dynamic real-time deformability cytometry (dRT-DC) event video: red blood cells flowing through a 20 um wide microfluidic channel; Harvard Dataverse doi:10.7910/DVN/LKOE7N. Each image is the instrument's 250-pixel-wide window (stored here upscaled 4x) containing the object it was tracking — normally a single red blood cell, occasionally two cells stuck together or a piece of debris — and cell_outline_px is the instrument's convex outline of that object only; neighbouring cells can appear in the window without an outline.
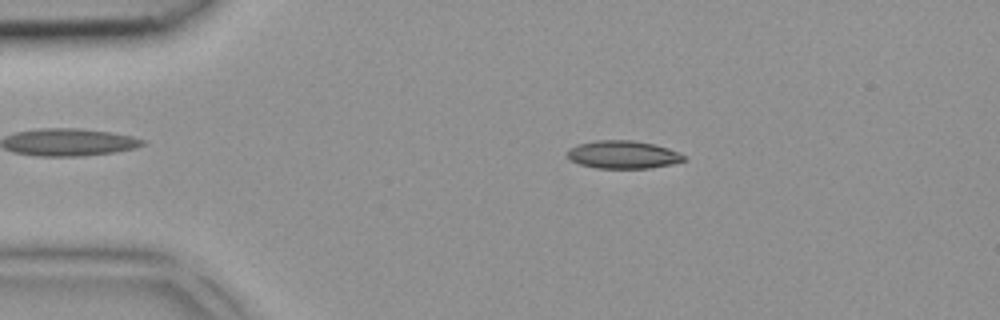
{"species": "common noctule bat (a hibernating species)", "species_latin": "Nyctalus noctula", "temperature_condition": "room temperature", "stored_images_in_passage": 3, "camera_frame_rate_fps": 3000, "um_per_image_px": 0.085, "animal": {"sex": "female", "body_mass_g": 18.4}, "frame": {"image": 1, "passage_image": 1, "time_ms": 0.0, "image_size_px": [1000, 320], "cell_outline_px": [[684, 160], [672, 164], [652, 168], [596, 168], [580, 164], [572, 160], [568, 156], [568, 148], [576, 144], [596, 140], [632, 140], [656, 144], [668, 148], [684, 156]], "centroid_in_image_um": [52.93, 13.13], "position_along_channel_um": 32.1, "area_um2": 18.9}}
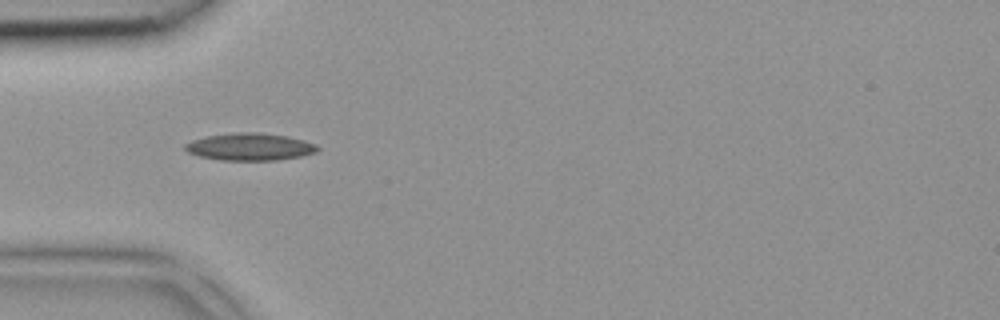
{"frame": {"image": 2, "passage_image": 2, "time_ms": 0.333, "image_size_px": [1000, 320], "cell_outline_px": [[320, 148], [316, 152], [300, 156], [276, 160], [220, 160], [200, 156], [188, 152], [184, 148], [184, 144], [192, 140], [204, 136], [232, 132], [260, 132], [288, 136], [304, 140], [316, 144]], "centroid_in_image_um": [21.23, 12.46], "position_along_channel_um": 63.8, "area_um2": 21.21}}